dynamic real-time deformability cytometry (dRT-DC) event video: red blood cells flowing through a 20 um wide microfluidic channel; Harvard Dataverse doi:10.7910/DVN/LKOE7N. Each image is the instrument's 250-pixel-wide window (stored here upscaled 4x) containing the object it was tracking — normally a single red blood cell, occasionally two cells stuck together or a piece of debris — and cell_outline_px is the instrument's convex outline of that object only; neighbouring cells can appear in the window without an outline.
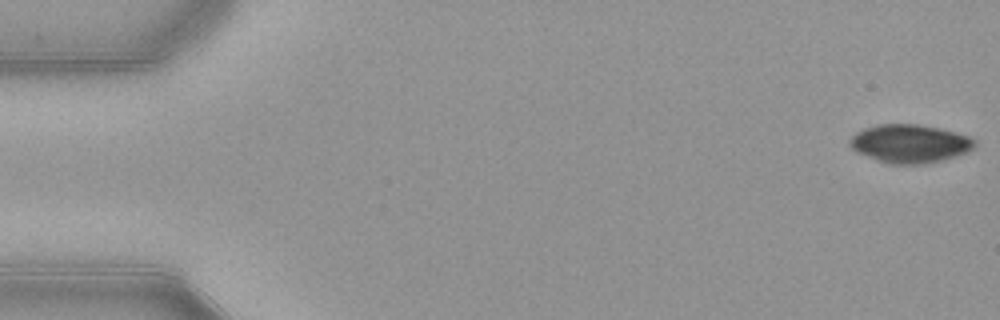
{"species": "common noctule bat (a hibernating species)", "species_latin": "Nyctalus noctula", "temperature_condition": "warm", "stored_images_in_passage": 52, "camera_frame_rate_fps": 3000, "um_per_image_px": 0.085, "animal": {"sex": "female", "body_mass_g": 21.9}, "frame": {"image": 1, "passage_image": 1, "time_ms": 0.0, "image_size_px": [1000, 320], "cell_outline_px": [[976, 144], [968, 152], [956, 156], [940, 160], [920, 164], [888, 164], [876, 160], [856, 152], [848, 144], [848, 140], [856, 132], [864, 128], [876, 124], [920, 124], [940, 128], [956, 132], [968, 136], [976, 140]], "centroid_in_image_um": [77.3, 12.2], "position_along_channel_um": 7.7, "area_um2": 28.09}}
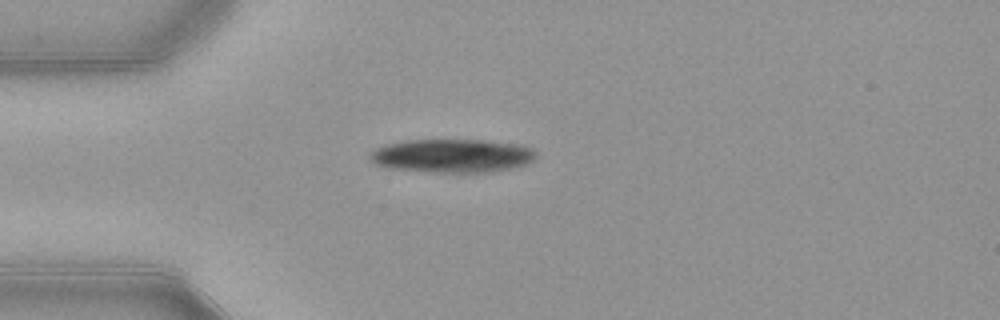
{"frame": {"image": 2, "passage_image": 14, "time_ms": 4.333, "image_size_px": [1000, 320], "cell_outline_px": [[536, 156], [528, 164], [512, 168], [492, 172], [432, 172], [384, 168], [372, 164], [368, 160], [368, 156], [376, 148], [388, 144], [408, 140], [484, 140], [524, 144], [532, 148], [536, 152]], "centroid_in_image_um": [38.43, 13.24], "position_along_channel_um": 46.6, "area_um2": 32.95}}
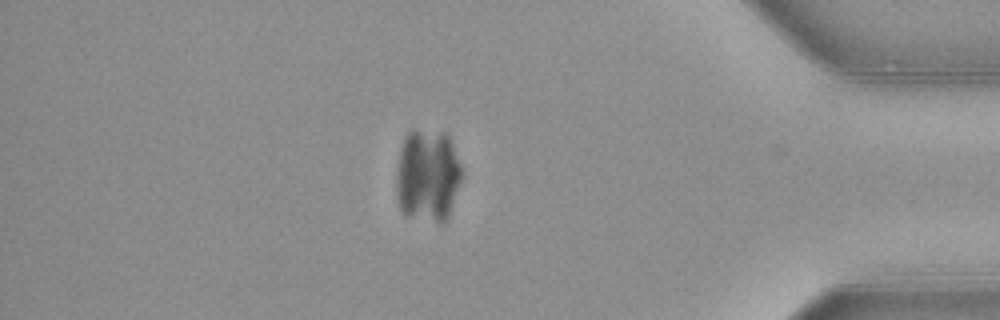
{"frame": {"image": 3, "passage_image": 45, "time_ms": 14.667, "image_size_px": [1000, 320], "cell_outline_px": [[464, 176], [448, 216], [440, 224], [404, 212], [400, 208], [396, 196], [396, 172], [400, 148], [404, 136], [412, 128], [444, 132], [448, 136], [452, 144], [464, 172]], "centroid_in_image_um": [36.36, 14.87], "position_along_channel_um": 398.8, "area_um2": 35.95}}